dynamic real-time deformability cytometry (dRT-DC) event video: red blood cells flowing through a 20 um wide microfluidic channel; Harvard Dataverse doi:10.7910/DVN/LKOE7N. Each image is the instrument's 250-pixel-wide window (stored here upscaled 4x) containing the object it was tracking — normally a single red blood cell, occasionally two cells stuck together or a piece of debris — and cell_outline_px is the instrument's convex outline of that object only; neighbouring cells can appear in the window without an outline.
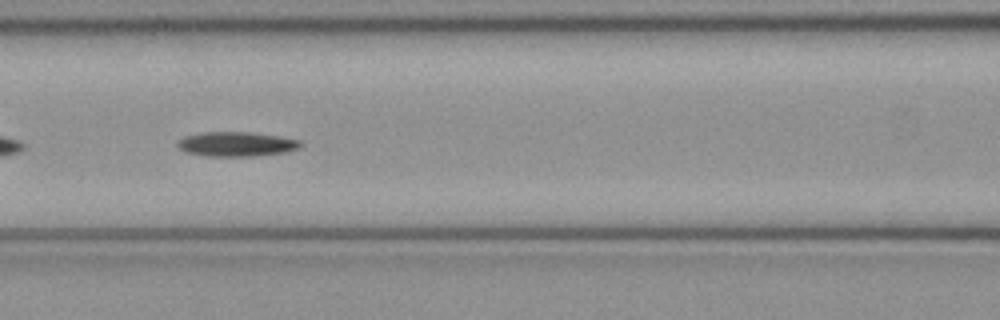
{"species": "common noctule bat (a hibernating species)", "species_latin": "Nyctalus noctula", "temperature_condition": "cold", "stored_images_in_passage": 19, "camera_frame_rate_fps": 3000, "um_per_image_px": 0.085, "animal": {"sex": "female", "body_mass_g": 21.9}, "frame": {"image": 1, "passage_image": 9, "time_ms": 2.667, "image_size_px": [1000, 320], "cell_outline_px": [[304, 144], [300, 148], [288, 152], [252, 156], [208, 156], [188, 152], [180, 148], [176, 144], [184, 136], [200, 132], [248, 132], [276, 136], [300, 140]], "centroid_in_image_um": [20.13, 12.25], "position_along_channel_um": 146.5, "area_um2": 17.51}}